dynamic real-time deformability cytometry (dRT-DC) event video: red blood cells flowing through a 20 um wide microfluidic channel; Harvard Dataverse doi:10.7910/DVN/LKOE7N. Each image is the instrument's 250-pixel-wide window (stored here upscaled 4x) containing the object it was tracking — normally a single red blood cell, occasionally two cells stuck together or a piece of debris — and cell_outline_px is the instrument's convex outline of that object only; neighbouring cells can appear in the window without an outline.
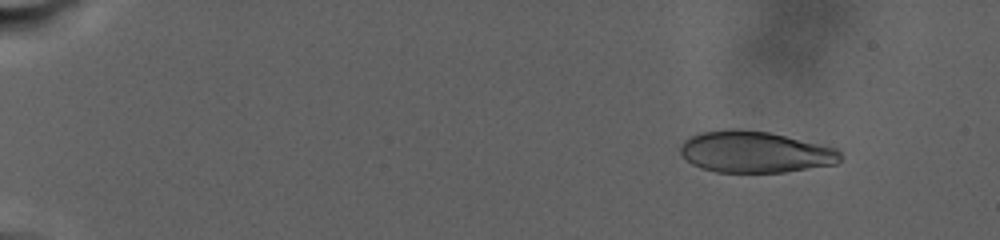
{"species": "human", "species_latin": "Homo sapiens", "temperature_condition": "warm", "stored_images_in_passage": 79, "camera_frame_rate_fps": 3000, "um_per_image_px": 0.085, "donor": {"sex": "male"}, "frame": {"image": 1, "passage_image": 8, "time_ms": 3.333, "image_size_px": [1000, 240], "cell_outline_px": [[840, 160], [836, 164], [784, 172], [716, 172], [700, 168], [692, 164], [680, 152], [680, 144], [684, 140], [700, 132], [728, 128], [736, 128], [768, 132], [820, 144], [836, 148], [840, 152]], "centroid_in_image_um": [64.15, 12.91], "position_along_channel_um": 20.9, "area_um2": 38.61}}
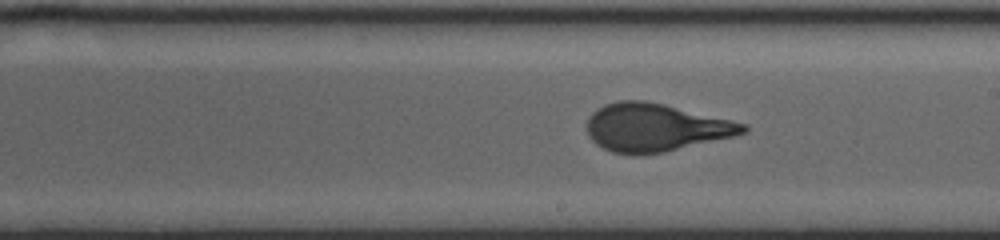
{"frame": {"image": 2, "passage_image": 50, "time_ms": 19.333, "image_size_px": [1000, 240], "cell_outline_px": [[748, 132], [736, 136], [664, 152], [636, 156], [632, 156], [612, 152], [596, 144], [588, 136], [588, 116], [596, 108], [604, 104], [620, 100], [644, 100], [664, 104], [732, 120], [748, 124]], "centroid_in_image_um": [55.71, 10.85], "position_along_channel_um": 233.3, "area_um2": 44.04}}
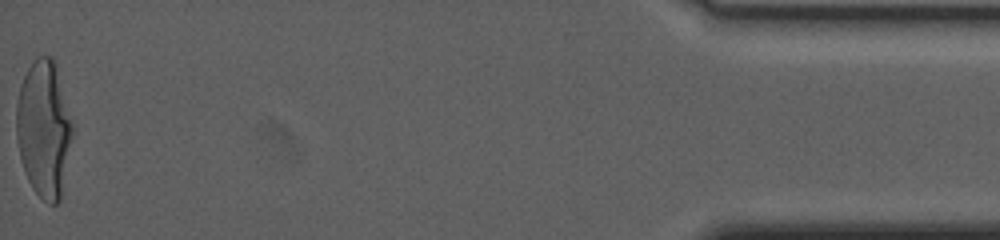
{"frame": {"image": 3, "passage_image": 79, "time_ms": 31.667, "image_size_px": [1000, 240], "cell_outline_px": [[72, 136], [60, 200], [56, 204], [52, 204], [44, 200], [32, 188], [24, 172], [20, 160], [16, 136], [16, 104], [20, 84], [28, 68], [36, 56], [52, 56], [56, 64], [72, 124]], "centroid_in_image_um": [3.7, 10.93], "position_along_channel_um": 431.5, "area_um2": 44.51}, "authors_computed_cell_mechanics": {"area_um2": 42.2518, "velocity_mm_per_s": 2.2544, "shape_relaxation_time_tau1_ms": 10.6848, "shape_relaxation_time_tau2_ms": null, "deformation_change_tau1": 0.2819, "deformation_change_tau2": null}}